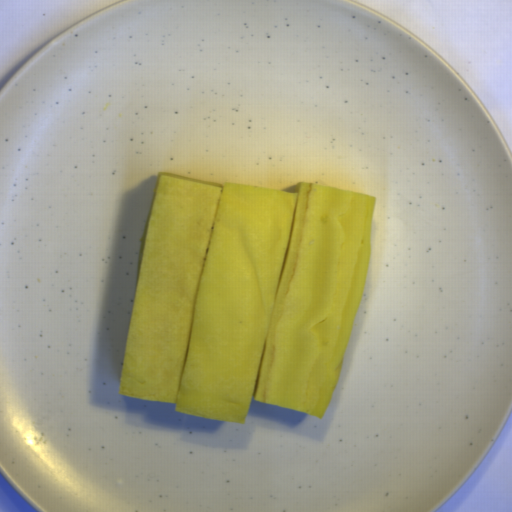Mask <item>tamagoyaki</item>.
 Listing matches in <instances>:
<instances>
[{"label":"tamagoyaki","instance_id":"81b7327e","mask_svg":"<svg viewBox=\"0 0 512 512\" xmlns=\"http://www.w3.org/2000/svg\"><path fill=\"white\" fill-rule=\"evenodd\" d=\"M375 201L160 171L118 394L244 424L253 400L322 418L368 272Z\"/></svg>","mask_w":512,"mask_h":512}]
</instances>
